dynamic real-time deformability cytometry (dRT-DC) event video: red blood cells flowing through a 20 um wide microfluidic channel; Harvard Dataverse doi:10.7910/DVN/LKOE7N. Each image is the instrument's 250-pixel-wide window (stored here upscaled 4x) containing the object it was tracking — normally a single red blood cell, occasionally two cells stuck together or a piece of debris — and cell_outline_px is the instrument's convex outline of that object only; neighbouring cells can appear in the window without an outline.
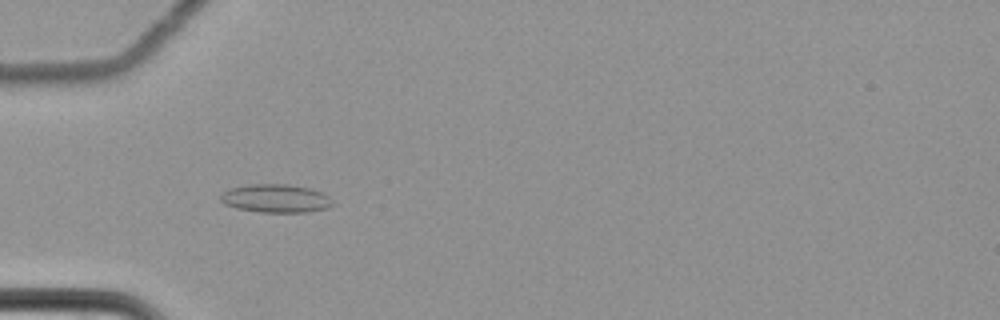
{"species": "common noctule bat (a hibernating species)", "species_latin": "Nyctalus noctula", "temperature_condition": "cold", "stored_images_in_passage": 52, "camera_frame_rate_fps": 3000, "um_per_image_px": 0.085, "animal": {"sex": "female", "body_mass_g": 22.7, "forearm_length_mm": 54.2}, "frame": {"image": 1, "passage_image": 12, "time_ms": 3.667, "image_size_px": [1000, 320], "cell_outline_px": [[332, 204], [328, 208], [308, 212], [260, 212], [236, 208], [224, 204], [220, 200], [220, 196], [228, 188], [248, 184], [288, 184], [312, 188], [328, 196], [332, 200]], "centroid_in_image_um": [23.42, 16.86], "position_along_channel_um": 61.6, "area_um2": 18.61}}
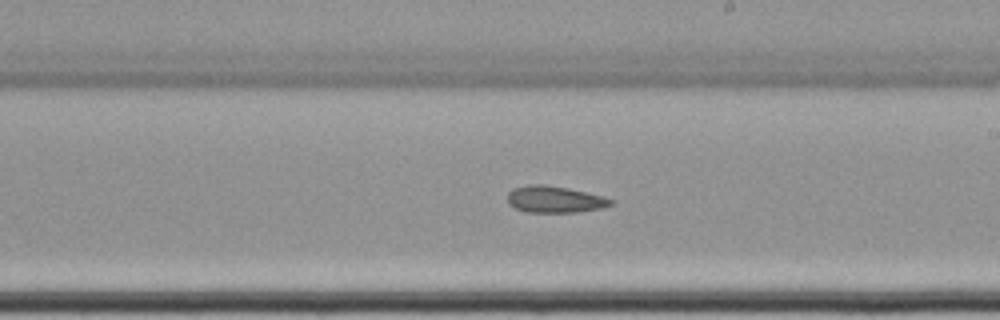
{"frame": {"image": 2, "passage_image": 28, "time_ms": 9.0, "image_size_px": [1000, 320], "cell_outline_px": [[612, 204], [604, 208], [576, 212], [528, 212], [516, 208], [508, 204], [508, 192], [512, 188], [532, 184], [544, 184], [568, 188], [604, 196], [612, 200]], "centroid_in_image_um": [47.15, 16.94], "position_along_channel_um": 241.9, "area_um2": 16.07}}
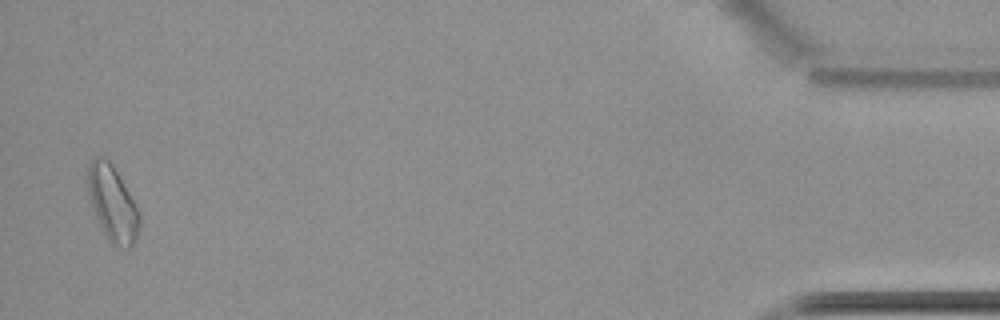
{"frame": {"image": 3, "passage_image": 51, "time_ms": 16.667, "image_size_px": [1000, 320], "cell_outline_px": [[140, 228], [136, 240], [128, 248], [112, 244], [104, 236], [88, 196], [84, 180], [88, 164], [92, 156], [100, 156], [108, 160], [112, 164], [140, 212]], "centroid_in_image_um": [9.51, 17.26], "position_along_channel_um": 425.7, "area_um2": 23.12}}